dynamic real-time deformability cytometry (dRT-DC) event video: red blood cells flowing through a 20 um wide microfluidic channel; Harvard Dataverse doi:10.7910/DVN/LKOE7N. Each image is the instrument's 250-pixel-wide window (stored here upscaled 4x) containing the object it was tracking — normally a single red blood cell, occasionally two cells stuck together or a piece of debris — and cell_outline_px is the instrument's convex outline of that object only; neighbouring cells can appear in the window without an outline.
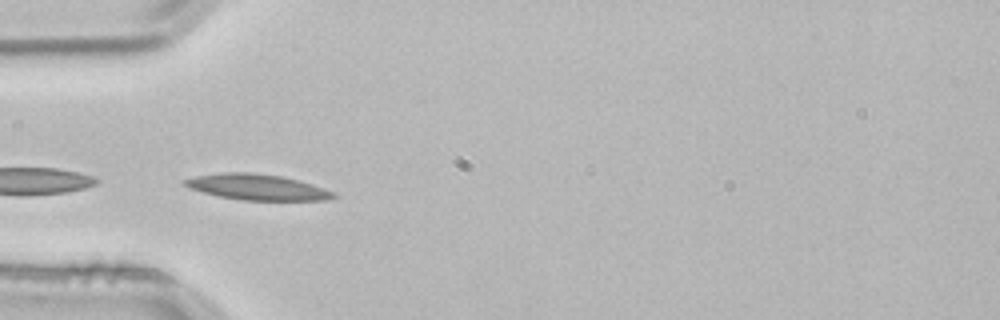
{"species": "common noctule bat (a hibernating species)", "species_latin": "Nyctalus noctula", "temperature_condition": "room temperature", "stored_images_in_passage": 4, "camera_frame_rate_fps": 3000, "um_per_image_px": 0.085, "animal": {"sex": "male", "body_mass_g": 21.5, "forearm_length_mm": 52.0}, "frame": {"image": 1, "passage_image": 3, "time_ms": 0.667, "image_size_px": [1000, 320], "cell_outline_px": [[336, 196], [324, 200], [240, 200], [216, 196], [188, 188], [184, 184], [184, 180], [196, 176], [220, 172], [252, 172], [280, 176], [312, 184], [324, 188], [332, 192]], "centroid_in_image_um": [21.79, 15.9], "position_along_channel_um": 63.2, "area_um2": 22.2}}